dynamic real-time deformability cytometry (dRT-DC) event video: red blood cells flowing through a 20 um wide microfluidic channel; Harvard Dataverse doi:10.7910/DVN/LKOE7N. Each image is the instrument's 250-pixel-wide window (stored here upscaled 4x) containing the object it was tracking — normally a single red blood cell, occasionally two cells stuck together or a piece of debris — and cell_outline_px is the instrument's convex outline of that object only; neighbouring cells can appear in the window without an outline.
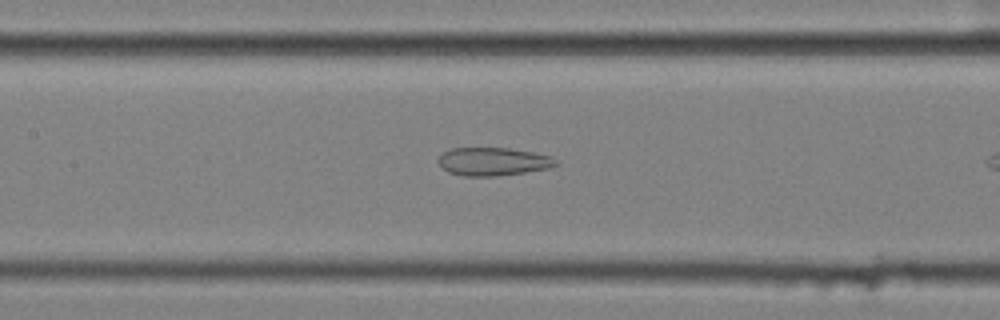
{"species": "common noctule bat (a hibernating species)", "species_latin": "Nyctalus noctula", "temperature_condition": "cold", "stored_images_in_passage": 11, "camera_frame_rate_fps": 3000, "um_per_image_px": 0.085, "animal": {"sex": "female", "body_mass_g": 25.1}, "frame": {"image": 1, "passage_image": 10, "time_ms": 3.0, "image_size_px": [1000, 320], "cell_outline_px": [[556, 164], [552, 168], [496, 176], [464, 176], [448, 172], [440, 164], [440, 156], [444, 152], [452, 148], [508, 148], [532, 152], [552, 156], [556, 160]], "centroid_in_image_um": [41.94, 13.73], "position_along_channel_um": 165.5, "area_um2": 19.07}}